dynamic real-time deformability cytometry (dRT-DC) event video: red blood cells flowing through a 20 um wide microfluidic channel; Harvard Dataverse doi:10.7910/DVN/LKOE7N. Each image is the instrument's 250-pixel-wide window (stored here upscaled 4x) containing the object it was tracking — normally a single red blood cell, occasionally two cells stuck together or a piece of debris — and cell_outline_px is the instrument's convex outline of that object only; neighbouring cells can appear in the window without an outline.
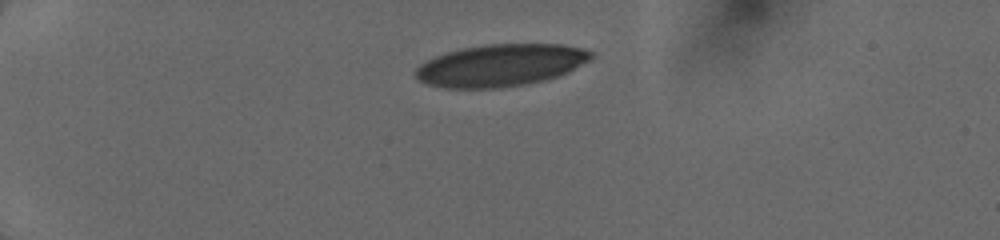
{"species": "human", "species_latin": "Homo sapiens", "temperature_condition": "cold", "stored_images_in_passage": 15, "camera_frame_rate_fps": 3000, "um_per_image_px": 0.085, "donor": {"sex": "female"}, "frame": {"image": 1, "passage_image": 1, "time_ms": 0.0, "image_size_px": [1000, 240], "cell_outline_px": [[596, 56], [592, 60], [568, 72], [544, 80], [524, 84], [500, 88], [444, 88], [428, 84], [420, 80], [416, 76], [416, 68], [420, 64], [436, 56], [460, 48], [488, 44], [560, 44], [580, 48], [592, 52]], "centroid_in_image_um": [42.59, 5.54], "position_along_channel_um": 42.4, "area_um2": 43.0}}
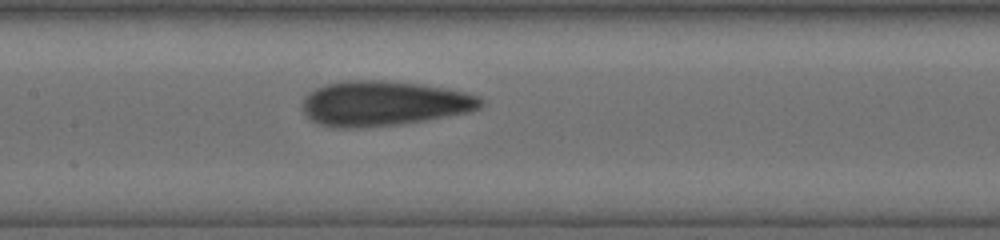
{"frame": {"image": 2, "passage_image": 12, "time_ms": 4.667, "image_size_px": [1000, 240], "cell_outline_px": [[484, 104], [480, 108], [472, 112], [400, 124], [356, 128], [340, 128], [320, 124], [312, 120], [304, 112], [304, 96], [308, 92], [324, 84], [344, 80], [384, 80], [424, 84], [464, 92], [480, 96], [484, 100]], "centroid_in_image_um": [32.65, 8.78], "position_along_channel_um": 174.7, "area_um2": 46.93}}
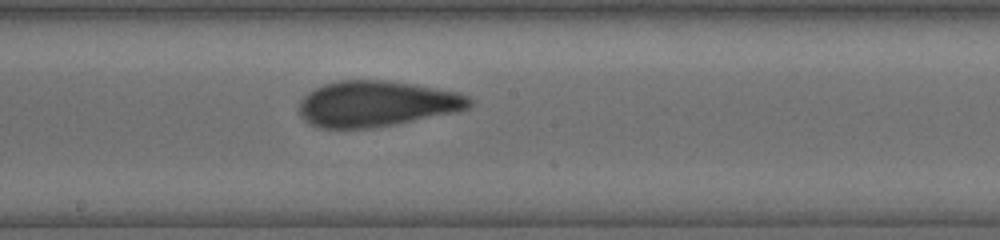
{"frame": {"image": 3, "passage_image": 15, "time_ms": 5.667, "image_size_px": [1000, 240], "cell_outline_px": [[472, 104], [468, 108], [456, 112], [396, 124], [372, 128], [320, 128], [308, 124], [296, 112], [300, 100], [308, 92], [324, 84], [340, 80], [384, 80], [412, 84], [456, 92], [468, 96], [472, 100]], "centroid_in_image_um": [31.95, 8.83], "position_along_channel_um": 216.2, "area_um2": 45.6}}